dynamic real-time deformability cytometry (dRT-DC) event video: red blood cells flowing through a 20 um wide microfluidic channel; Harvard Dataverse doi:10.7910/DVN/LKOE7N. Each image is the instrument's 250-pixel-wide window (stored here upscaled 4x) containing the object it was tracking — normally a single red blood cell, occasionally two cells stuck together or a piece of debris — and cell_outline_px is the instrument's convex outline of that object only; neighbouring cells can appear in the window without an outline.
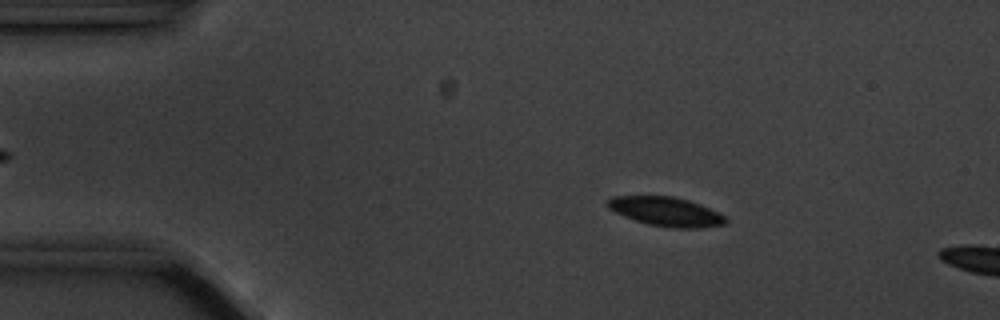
{"species": "common noctule bat (a hibernating species)", "species_latin": "Nyctalus noctula", "temperature_condition": "cold", "stored_images_in_passage": 7, "camera_frame_rate_fps": 3000, "um_per_image_px": 0.085, "animal": {"sex": "male", "body_mass_g": 20.1, "forearm_length_mm": 53.5}, "frame": {"image": 1, "passage_image": 3, "time_ms": 0.667, "image_size_px": [1000, 320], "cell_outline_px": [[728, 220], [724, 224], [700, 228], [672, 228], [648, 224], [624, 216], [608, 208], [604, 204], [604, 200], [612, 196], [672, 196], [688, 200], [700, 204], [720, 212], [728, 216]], "centroid_in_image_um": [56.62, 17.98], "position_along_channel_um": 28.4, "area_um2": 20.29}}